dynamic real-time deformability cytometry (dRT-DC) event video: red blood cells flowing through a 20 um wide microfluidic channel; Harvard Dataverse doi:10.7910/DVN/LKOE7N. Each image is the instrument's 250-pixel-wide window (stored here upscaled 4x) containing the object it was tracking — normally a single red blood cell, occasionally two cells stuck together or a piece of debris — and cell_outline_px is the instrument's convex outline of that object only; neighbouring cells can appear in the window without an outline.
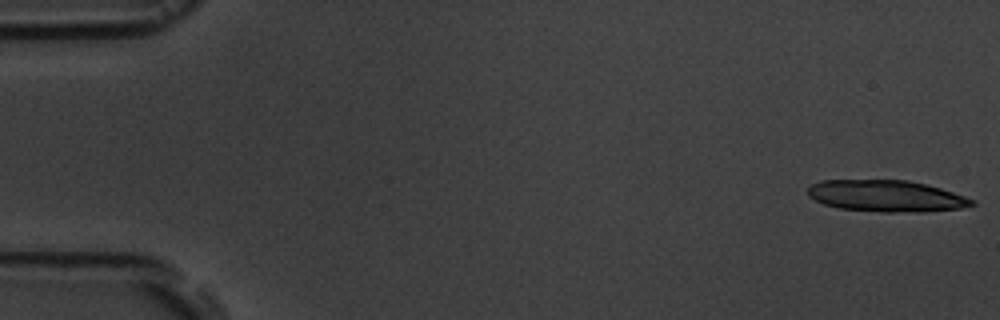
{"species": "common noctule bat (a hibernating species)", "species_latin": "Nyctalus noctula", "temperature_condition": "room temperature", "stored_images_in_passage": 16, "camera_frame_rate_fps": 3000, "um_per_image_px": 0.085, "animal": {"sex": "male", "body_mass_g": 19.5, "forearm_length_mm": 54.6}, "frame": {"image": 1, "passage_image": 1, "time_ms": 0.0, "image_size_px": [1000, 320], "cell_outline_px": [[976, 204], [960, 208], [920, 212], [884, 212], [840, 208], [824, 204], [808, 196], [808, 188], [812, 184], [820, 180], [908, 180], [940, 188], [976, 200]], "centroid_in_image_um": [75.33, 16.65], "position_along_channel_um": 9.7, "area_um2": 30.0}}
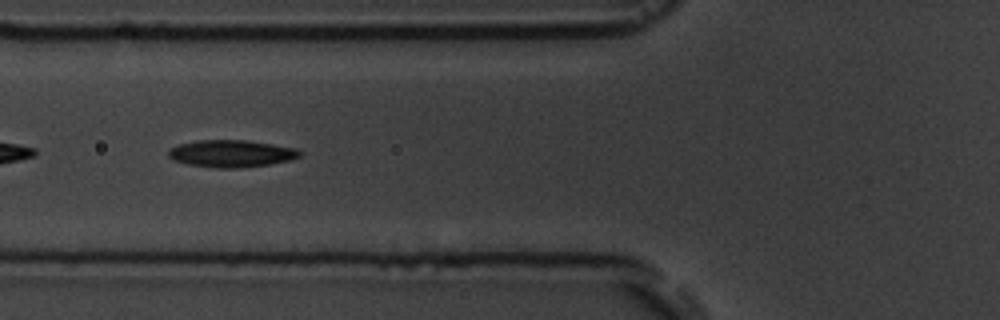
{"frame": {"image": 2, "passage_image": 6, "time_ms": 6.667, "image_size_px": [1000, 320], "cell_outline_px": [[300, 156], [288, 160], [268, 164], [240, 168], [216, 168], [188, 164], [172, 160], [168, 156], [168, 148], [180, 144], [196, 140], [248, 140], [296, 148], [300, 152]], "centroid_in_image_um": [19.61, 13.05], "position_along_channel_um": 106.2, "area_um2": 20.75}}
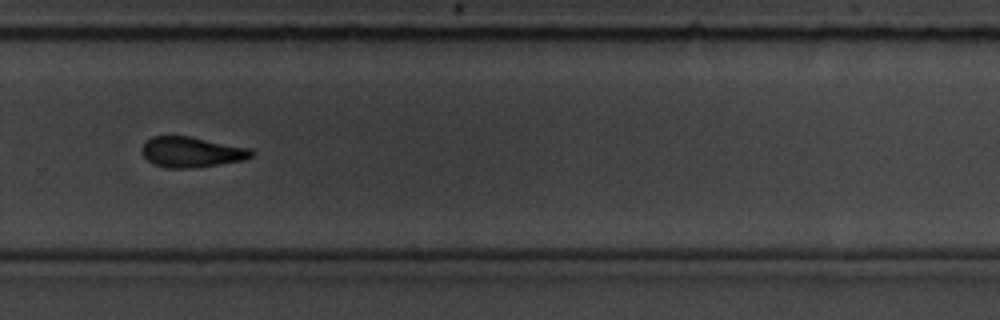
{"frame": {"image": 3, "passage_image": 11, "time_ms": 12.333, "image_size_px": [1000, 320], "cell_outline_px": [[256, 152], [252, 156], [244, 160], [196, 168], [168, 168], [152, 164], [144, 156], [140, 148], [152, 136], [188, 136], [248, 148]], "centroid_in_image_um": [16.27, 12.94], "position_along_channel_um": 313.5, "area_um2": 19.36}, "authors_computed_cell_mechanics": {"area_um2": 20.5768, "velocity_mm_per_s": 3.6692, "shape_relaxation_time_tau1_ms": 3.6386, "shape_relaxation_time_tau2_ms": 2.8571, "deformation_change_tau1": 0.1047, "deformation_change_tau2": 0.094}}